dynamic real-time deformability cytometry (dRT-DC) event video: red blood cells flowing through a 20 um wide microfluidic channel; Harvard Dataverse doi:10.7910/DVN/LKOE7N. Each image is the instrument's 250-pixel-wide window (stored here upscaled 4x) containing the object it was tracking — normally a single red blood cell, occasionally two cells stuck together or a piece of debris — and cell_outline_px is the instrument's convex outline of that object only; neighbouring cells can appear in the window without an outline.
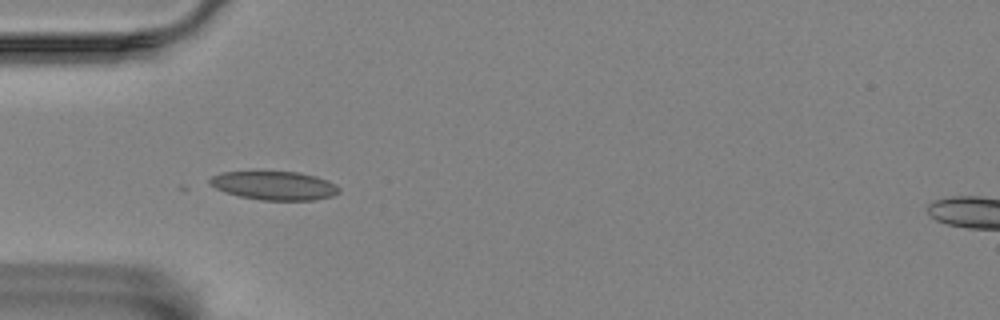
{"species": "Egyptian fruit bat (a non-hibernating species)", "species_latin": "Rousettus aegyptiacus", "temperature_condition": "room temperature", "stored_images_in_passage": 42, "camera_frame_rate_fps": 3000, "um_per_image_px": 0.085, "animal": {"sex": "female"}, "frame": {"image": 1, "passage_image": 3, "time_ms": 0.667, "image_size_px": [1000, 320], "cell_outline_px": [[340, 192], [332, 196], [316, 200], [260, 200], [240, 196], [224, 192], [208, 184], [208, 180], [212, 176], [220, 172], [296, 172], [316, 176], [328, 180], [336, 184], [340, 188]], "centroid_in_image_um": [23.32, 15.78], "position_along_channel_um": 61.7, "area_um2": 21.68}}
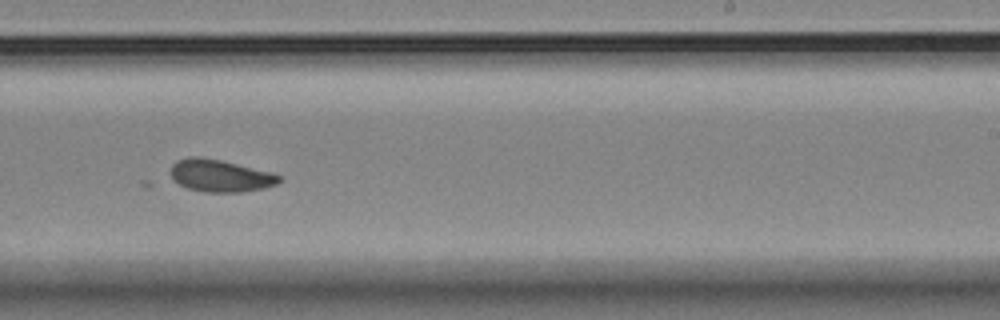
{"frame": {"image": 2, "passage_image": 21, "time_ms": 6.667, "image_size_px": [1000, 320], "cell_outline_px": [[280, 180], [276, 184], [264, 188], [244, 192], [204, 192], [188, 188], [180, 184], [172, 176], [172, 164], [176, 160], [188, 156], [200, 156], [220, 160], [272, 172], [280, 176]], "centroid_in_image_um": [18.72, 14.93], "position_along_channel_um": 270.3, "area_um2": 20.29}}
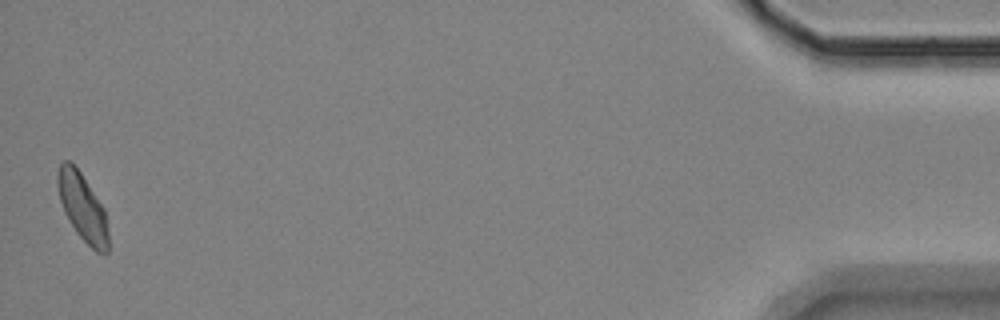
{"frame": {"image": 3, "passage_image": 42, "time_ms": 13.667, "image_size_px": [1000, 320], "cell_outline_px": [[108, 252], [96, 252], [76, 232], [64, 212], [60, 200], [56, 184], [56, 172], [60, 164], [64, 160], [72, 160], [104, 208], [108, 228]], "centroid_in_image_um": [6.99, 17.56], "position_along_channel_um": 428.2, "area_um2": 19.94}}